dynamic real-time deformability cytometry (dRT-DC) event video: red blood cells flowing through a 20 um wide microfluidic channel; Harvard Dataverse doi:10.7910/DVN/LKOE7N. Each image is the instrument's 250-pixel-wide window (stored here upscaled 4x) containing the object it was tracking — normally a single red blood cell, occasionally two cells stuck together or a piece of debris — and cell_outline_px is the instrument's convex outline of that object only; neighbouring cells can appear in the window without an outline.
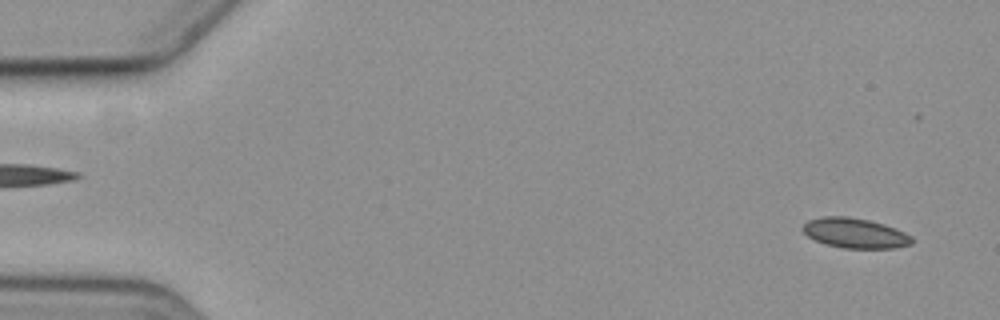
{"species": "common noctule bat (a hibernating species)", "species_latin": "Nyctalus noctula", "temperature_condition": "cold", "stored_images_in_passage": 5, "segment_of_instrument_passage": [2, 2], "camera_frame_rate_fps": 3000, "um_per_image_px": 0.085, "animal": {"sex": "female", "body_mass_g": 19.3, "forearm_length_mm": 54.1}, "frame": {"image": 1, "passage_image": 5, "time_ms": 5.667, "image_size_px": [1000, 320], "cell_outline_px": [[912, 244], [896, 248], [844, 248], [824, 244], [808, 236], [800, 228], [808, 220], [824, 216], [848, 216], [868, 220], [884, 224], [896, 228], [912, 236]], "centroid_in_image_um": [72.67, 19.81], "position_along_channel_um": 12.3, "area_um2": 19.13}}